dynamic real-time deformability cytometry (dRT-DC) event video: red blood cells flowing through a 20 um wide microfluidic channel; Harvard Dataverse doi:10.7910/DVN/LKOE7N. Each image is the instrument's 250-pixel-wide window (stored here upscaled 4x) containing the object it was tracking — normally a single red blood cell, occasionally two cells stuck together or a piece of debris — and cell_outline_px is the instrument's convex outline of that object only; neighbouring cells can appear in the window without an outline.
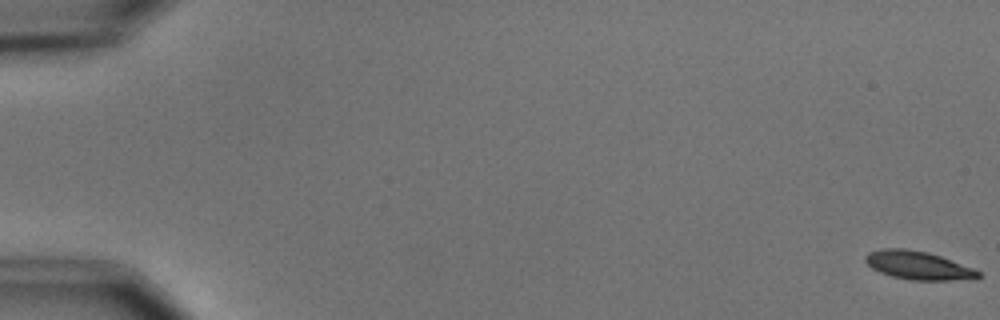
{"species": "common noctule bat (a hibernating species)", "species_latin": "Nyctalus noctula", "temperature_condition": "cold", "stored_images_in_passage": 10, "camera_frame_rate_fps": 3000, "um_per_image_px": 0.085, "animal": {"sex": "male", "body_mass_g": 15.6}, "frame": {"image": 1, "passage_image": 1, "time_ms": 0.0, "image_size_px": [1000, 320], "cell_outline_px": [[980, 276], [976, 280], [912, 280], [892, 276], [880, 272], [872, 268], [864, 260], [864, 256], [868, 252], [880, 248], [904, 248], [928, 252], [940, 256], [972, 268], [980, 272]], "centroid_in_image_um": [78.03, 22.55], "position_along_channel_um": 7.0, "area_um2": 18.73}}
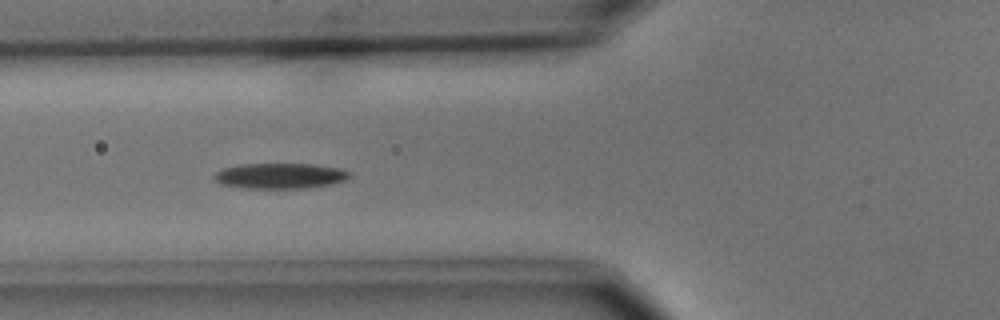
{"frame": {"image": 2, "passage_image": 7, "time_ms": 7.0, "image_size_px": [1000, 320], "cell_outline_px": [[348, 176], [344, 180], [332, 184], [308, 188], [244, 188], [220, 184], [212, 176], [216, 172], [224, 168], [240, 164], [312, 164], [340, 168], [348, 172]], "centroid_in_image_um": [23.77, 14.95], "position_along_channel_um": 102.0, "area_um2": 20.0}}
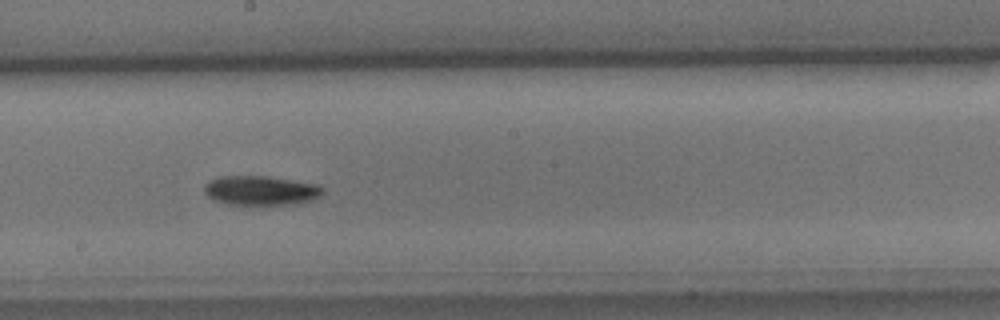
{"frame": {"image": 3, "passage_image": 10, "time_ms": 10.333, "image_size_px": [1000, 320], "cell_outline_px": [[324, 192], [320, 196], [296, 204], [228, 204], [216, 200], [208, 196], [204, 192], [204, 184], [208, 180], [220, 176], [264, 176], [316, 184], [324, 188]], "centroid_in_image_um": [22.13, 16.18], "position_along_channel_um": 226.1, "area_um2": 20.06}}